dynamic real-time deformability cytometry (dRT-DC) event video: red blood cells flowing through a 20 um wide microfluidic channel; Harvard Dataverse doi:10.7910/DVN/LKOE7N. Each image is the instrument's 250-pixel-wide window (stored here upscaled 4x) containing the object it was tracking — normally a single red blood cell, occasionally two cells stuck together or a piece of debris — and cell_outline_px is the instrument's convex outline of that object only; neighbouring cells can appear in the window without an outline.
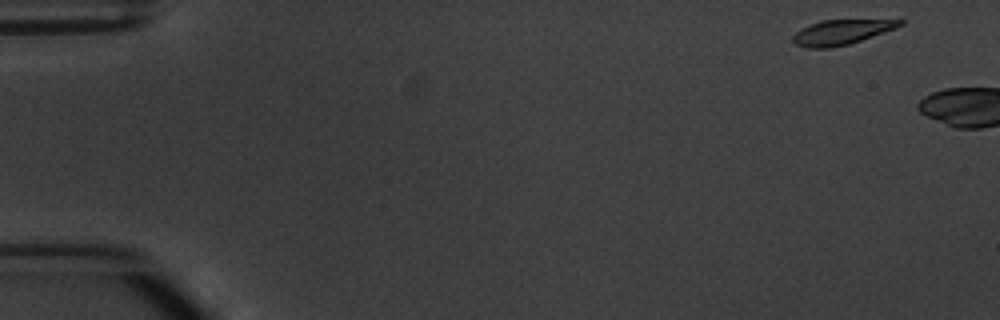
{"species": "common noctule bat (a hibernating species)", "species_latin": "Nyctalus noctula", "temperature_condition": "warm", "stored_images_in_passage": 2, "camera_frame_rate_fps": 3000, "um_per_image_px": 0.085, "animal": {"sex": "male", "body_mass_g": 20.1, "forearm_length_mm": 53.5}, "frame": {"image": 1, "passage_image": 1, "time_ms": 0.0, "image_size_px": [1000, 320], "cell_outline_px": [[904, 24], [896, 28], [848, 44], [828, 48], [808, 48], [796, 44], [792, 40], [792, 36], [796, 32], [820, 20], [904, 20]], "centroid_in_image_um": [71.51, 2.73], "position_along_channel_um": 13.5, "area_um2": 15.14}}